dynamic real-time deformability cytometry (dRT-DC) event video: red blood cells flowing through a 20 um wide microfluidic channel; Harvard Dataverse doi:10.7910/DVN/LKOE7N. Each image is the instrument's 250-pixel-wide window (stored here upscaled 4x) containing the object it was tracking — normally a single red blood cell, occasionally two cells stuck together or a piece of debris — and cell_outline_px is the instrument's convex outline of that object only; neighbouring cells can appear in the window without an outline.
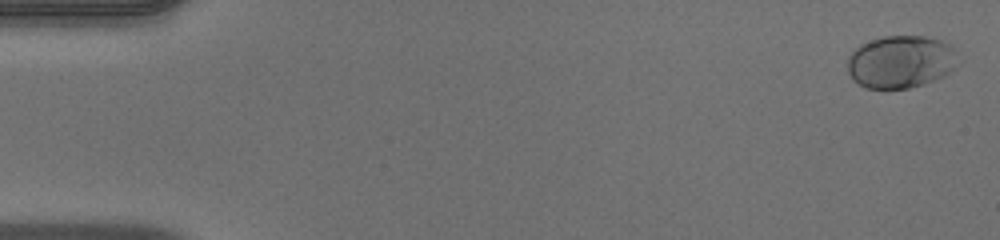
{"species": "human", "species_latin": "Homo sapiens", "temperature_condition": "warm", "stored_images_in_passage": 52, "camera_frame_rate_fps": 3000, "um_per_image_px": 0.085, "donor": {"sex": "male"}, "frame": {"image": 1, "passage_image": 2, "time_ms": 0.333, "image_size_px": [1000, 240], "cell_outline_px": [[956, 48], [952, 68], [944, 76], [924, 84], [908, 88], [864, 88], [852, 80], [848, 72], [848, 56], [860, 44], [884, 36], [924, 36], [940, 40]], "centroid_in_image_um": [76.51, 5.25], "position_along_channel_um": 8.5, "area_um2": 33.64}}
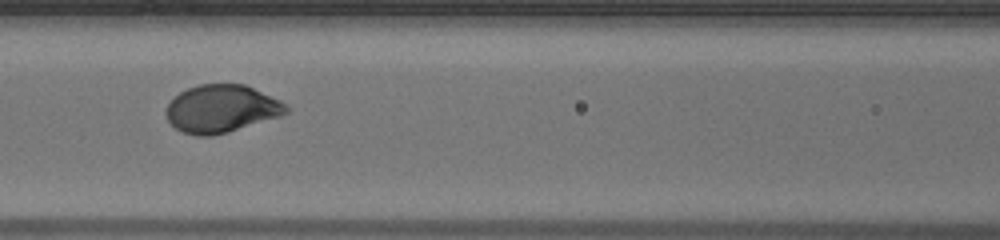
{"frame": {"image": 2, "passage_image": 24, "time_ms": 7.667, "image_size_px": [1000, 240], "cell_outline_px": [[288, 112], [280, 116], [228, 132], [212, 136], [196, 136], [184, 132], [176, 128], [168, 120], [164, 112], [168, 104], [180, 92], [188, 88], [200, 84], [244, 84], [280, 100], [288, 104]], "centroid_in_image_um": [18.82, 9.25], "position_along_channel_um": 147.8, "area_um2": 33.23}}
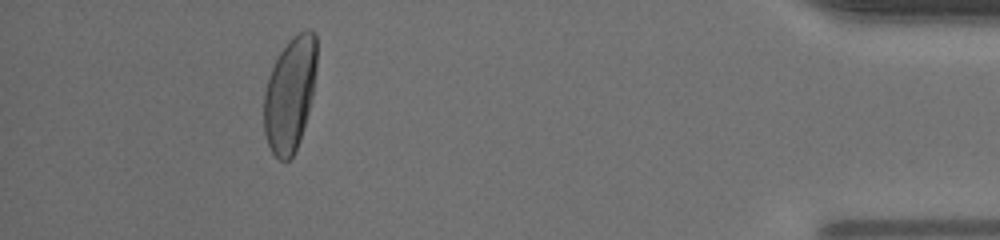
{"frame": {"image": 3, "passage_image": 48, "time_ms": 15.667, "image_size_px": [1000, 240], "cell_outline_px": [[316, 68], [312, 96], [304, 128], [300, 140], [292, 156], [288, 160], [280, 160], [272, 152], [268, 144], [264, 132], [264, 92], [272, 68], [280, 52], [288, 40], [292, 36], [304, 28], [312, 28], [316, 32]], "centroid_in_image_um": [24.66, 7.95], "position_along_channel_um": 410.5, "area_um2": 35.26}, "authors_computed_cell_mechanics": {"area_um2": 33.2639, "velocity_mm_per_s": 4.0035, "shape_relaxation_time_tau1_ms": 1.8422, "shape_relaxation_time_tau2_ms": null, "deformation_change_tau1": 0.1474, "deformation_change_tau2": null}}